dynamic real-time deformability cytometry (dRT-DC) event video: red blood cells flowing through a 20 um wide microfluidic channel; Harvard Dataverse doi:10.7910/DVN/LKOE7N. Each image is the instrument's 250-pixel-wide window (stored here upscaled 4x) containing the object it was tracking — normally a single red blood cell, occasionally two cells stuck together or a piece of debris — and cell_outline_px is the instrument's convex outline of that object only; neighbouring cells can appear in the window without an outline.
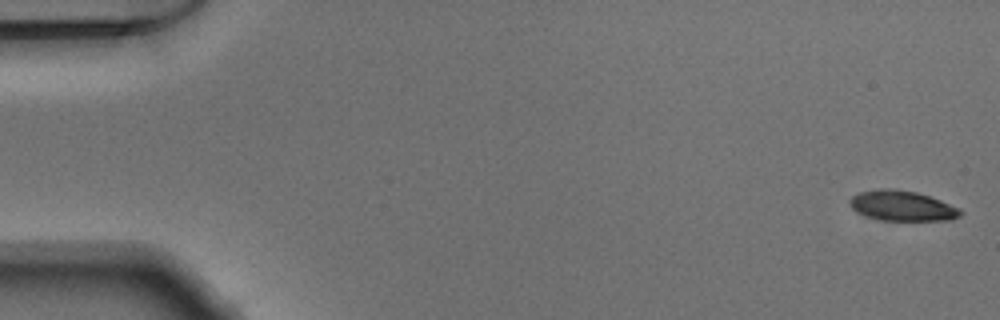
{"species": "Egyptian fruit bat (a non-hibernating species)", "species_latin": "Rousettus aegyptiacus", "temperature_condition": "warm", "stored_images_in_passage": 51, "camera_frame_rate_fps": 3000, "um_per_image_px": 0.085, "animal": {"sex": "male"}, "frame": {"image": 1, "passage_image": 1, "time_ms": 0.0, "image_size_px": [1000, 320], "cell_outline_px": [[964, 212], [960, 216], [952, 220], [876, 220], [856, 212], [848, 204], [848, 200], [856, 192], [876, 188], [892, 188], [916, 192], [940, 200], [960, 208]], "centroid_in_image_um": [76.63, 17.48], "position_along_channel_um": 8.4, "area_um2": 19.83}}
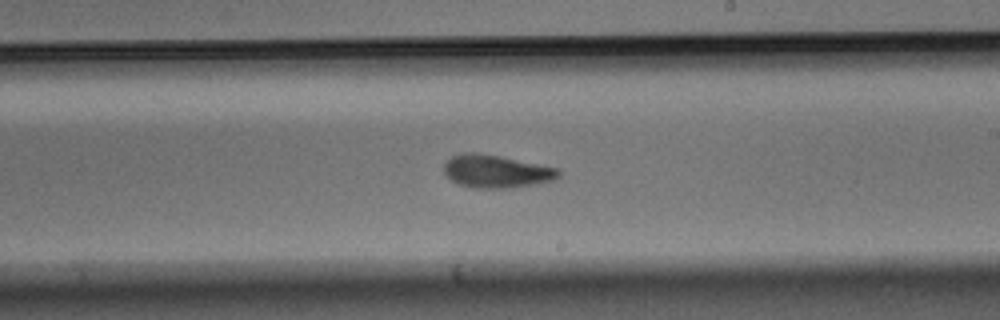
{"frame": {"image": 2, "passage_image": 30, "time_ms": 9.667, "image_size_px": [1000, 320], "cell_outline_px": [[560, 176], [552, 180], [536, 184], [504, 188], [472, 188], [460, 184], [452, 180], [444, 172], [444, 164], [452, 156], [460, 152], [476, 152], [560, 168]], "centroid_in_image_um": [42.18, 14.56], "position_along_channel_um": 246.8, "area_um2": 21.79}}
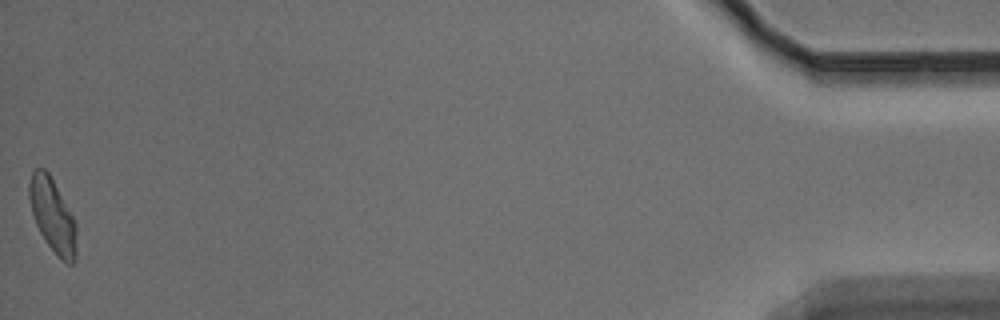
{"frame": {"image": 3, "passage_image": 51, "time_ms": 16.667, "image_size_px": [1000, 320], "cell_outline_px": [[76, 256], [72, 264], [68, 264], [60, 260], [44, 240], [36, 224], [32, 212], [28, 196], [28, 184], [32, 172], [36, 168], [44, 168], [48, 172], [72, 216], [76, 224]], "centroid_in_image_um": [4.45, 18.35], "position_along_channel_um": 430.7, "area_um2": 20.11}}